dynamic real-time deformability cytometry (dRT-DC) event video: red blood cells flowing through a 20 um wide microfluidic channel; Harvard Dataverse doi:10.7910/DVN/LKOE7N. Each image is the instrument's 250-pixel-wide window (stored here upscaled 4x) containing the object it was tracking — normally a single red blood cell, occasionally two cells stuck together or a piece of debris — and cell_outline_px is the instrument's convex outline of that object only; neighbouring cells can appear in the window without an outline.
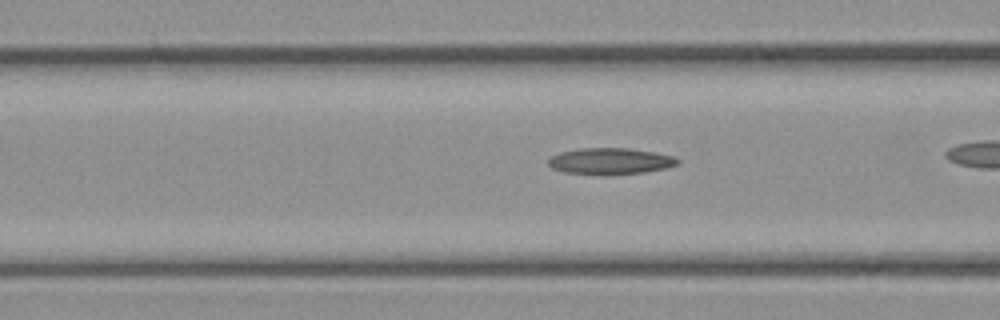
{"species": "common noctule bat (a hibernating species)", "species_latin": "Nyctalus noctula", "temperature_condition": "cold", "stored_images_in_passage": 28, "camera_frame_rate_fps": 3000, "um_per_image_px": 0.085, "animal": {"sex": "female", "body_mass_g": 21.9}, "frame": {"image": 1, "passage_image": 8, "time_ms": 2.333, "image_size_px": [1000, 320], "cell_outline_px": [[680, 160], [676, 164], [664, 168], [644, 172], [604, 176], [564, 172], [552, 168], [548, 164], [548, 160], [552, 156], [560, 152], [580, 148], [628, 148], [656, 152], [672, 156]], "centroid_in_image_um": [51.84, 13.71], "position_along_channel_um": 114.8, "area_um2": 20.0}}
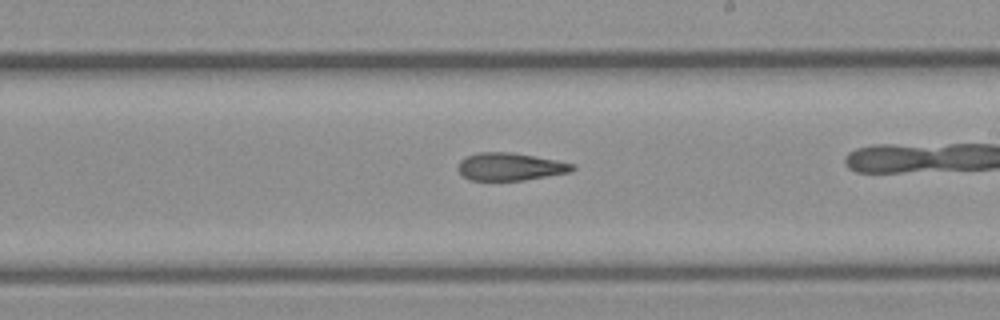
{"frame": {"image": 2, "passage_image": 18, "time_ms": 5.667, "image_size_px": [1000, 320], "cell_outline_px": [[576, 168], [568, 172], [524, 180], [468, 180], [456, 168], [460, 160], [476, 152], [512, 152], [556, 160], [576, 164]], "centroid_in_image_um": [43.34, 14.16], "position_along_channel_um": 245.7, "area_um2": 18.38}}
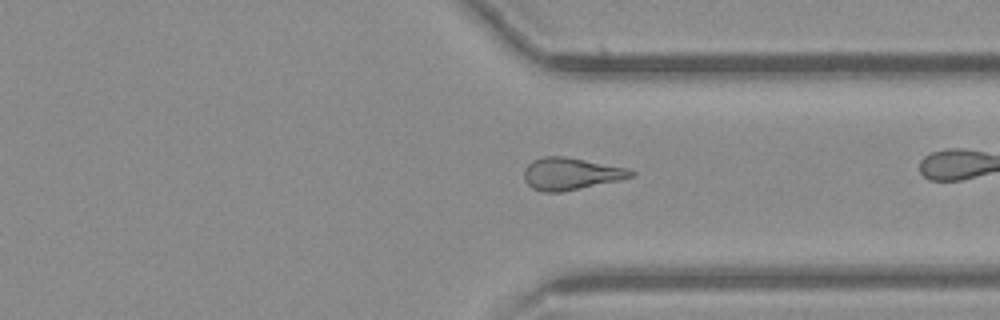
{"frame": {"image": 3, "passage_image": 27, "time_ms": 8.667, "image_size_px": [1000, 320], "cell_outline_px": [[636, 176], [560, 192], [544, 192], [532, 188], [524, 180], [524, 168], [532, 160], [544, 156], [564, 156], [628, 168], [636, 172]], "centroid_in_image_um": [48.5, 14.76], "position_along_channel_um": 362.9, "area_um2": 19.88}}